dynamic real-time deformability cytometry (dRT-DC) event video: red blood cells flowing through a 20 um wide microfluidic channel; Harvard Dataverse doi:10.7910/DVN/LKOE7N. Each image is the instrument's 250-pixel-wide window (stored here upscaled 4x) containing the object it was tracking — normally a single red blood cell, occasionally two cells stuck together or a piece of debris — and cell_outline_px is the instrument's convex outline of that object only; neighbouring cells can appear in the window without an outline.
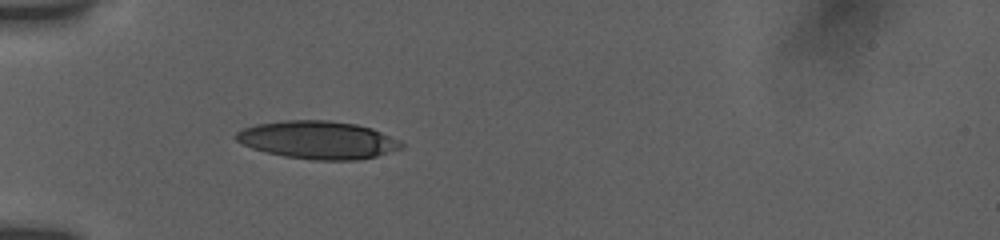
{"species": "human", "species_latin": "Homo sapiens", "temperature_condition": "room temperature", "stored_images_in_passage": 22, "camera_frame_rate_fps": 3000, "um_per_image_px": 0.085, "donor": {"sex": "female"}, "frame": {"image": 1, "passage_image": 1, "time_ms": 0.0, "image_size_px": [1000, 240], "cell_outline_px": [[376, 152], [368, 156], [300, 156], [256, 128], [272, 124], [344, 124], [364, 128], [376, 132]], "centroid_in_image_um": [27.5, 11.83], "position_along_channel_um": 57.5, "area_um2": 22.14}}
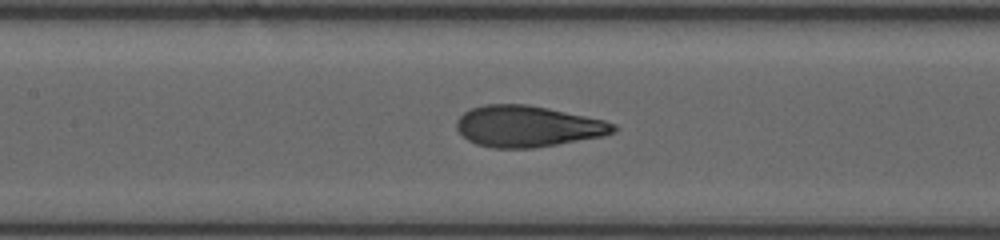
{"frame": {"image": 2, "passage_image": 10, "time_ms": 3.0, "image_size_px": [1000, 240], "cell_outline_px": [[612, 128], [608, 132], [588, 136], [536, 144], [496, 144], [464, 120], [472, 112], [484, 108], [536, 108], [592, 120], [608, 124]], "centroid_in_image_um": [45.19, 10.68], "position_along_channel_um": 162.2, "area_um2": 27.17}}
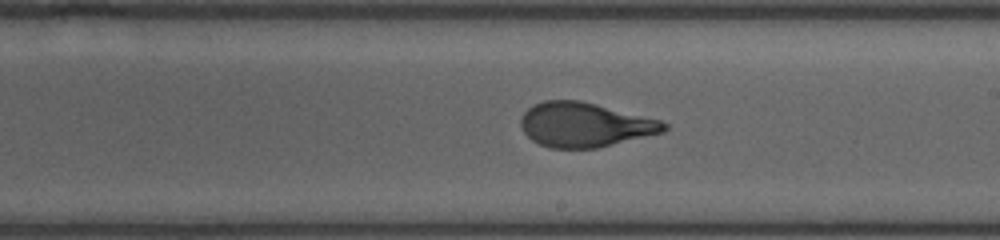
{"frame": {"image": 3, "passage_image": 16, "time_ms": 5.0, "image_size_px": [1000, 240], "cell_outline_px": [[664, 128], [652, 132], [600, 144], [580, 144], [532, 112], [536, 108], [544, 104], [584, 104], [660, 124]], "centroid_in_image_um": [50.45, 10.47], "position_along_channel_um": 238.6, "area_um2": 22.72}}